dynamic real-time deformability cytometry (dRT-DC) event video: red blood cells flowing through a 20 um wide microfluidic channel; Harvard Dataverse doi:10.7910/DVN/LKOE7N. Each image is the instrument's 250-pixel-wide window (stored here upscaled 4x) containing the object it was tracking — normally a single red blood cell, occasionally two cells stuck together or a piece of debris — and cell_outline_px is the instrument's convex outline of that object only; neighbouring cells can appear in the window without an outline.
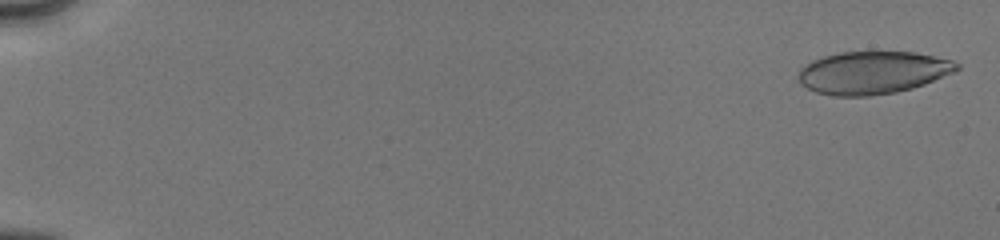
{"species": "human", "species_latin": "Homo sapiens", "temperature_condition": "cold", "stored_images_in_passage": 42, "camera_frame_rate_fps": 3000, "um_per_image_px": 0.085, "donor": {"sex": "male"}, "frame": {"image": 1, "passage_image": 2, "time_ms": 0.333, "image_size_px": [1000, 240], "cell_outline_px": [[960, 68], [956, 72], [924, 84], [912, 88], [896, 92], [868, 96], [832, 96], [816, 92], [800, 84], [796, 76], [800, 68], [812, 60], [824, 56], [840, 52], [916, 52], [952, 60], [960, 64]], "centroid_in_image_um": [74.18, 6.17], "position_along_channel_um": 10.8, "area_um2": 39.65}}
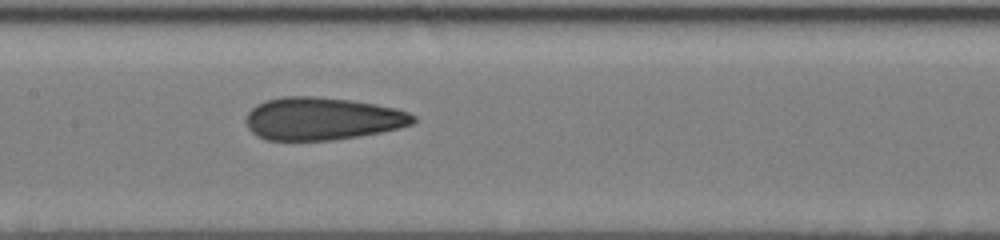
{"frame": {"image": 2, "passage_image": 24, "time_ms": 9.0, "image_size_px": [1000, 240], "cell_outline_px": [[416, 120], [412, 124], [400, 128], [380, 132], [332, 140], [268, 140], [256, 136], [248, 128], [244, 120], [248, 112], [256, 104], [268, 100], [284, 96], [316, 96], [352, 100], [376, 104], [396, 108], [408, 112], [416, 116]], "centroid_in_image_um": [27.38, 10.08], "position_along_channel_um": 180.0, "area_um2": 41.73}}
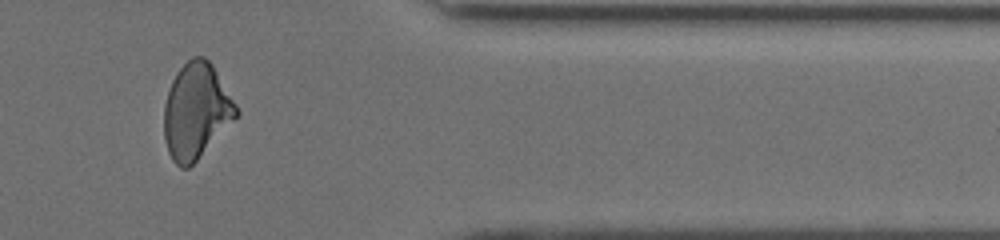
{"frame": {"image": 3, "passage_image": 39, "time_ms": 14.667, "image_size_px": [1000, 240], "cell_outline_px": [[240, 112], [196, 160], [188, 168], [180, 168], [172, 160], [168, 152], [164, 140], [164, 104], [172, 80], [176, 72], [192, 56], [204, 56], [212, 64], [236, 104]], "centroid_in_image_um": [16.64, 9.42], "position_along_channel_um": 394.8, "area_um2": 39.71}, "authors_computed_cell_mechanics": {"area_um2": 40.6912, "velocity_mm_per_s": 4.0538, "shape_relaxation_time_tau1_ms": 6.5608, "shape_relaxation_time_tau2_ms": 1.6912, "deformation_change_tau1": 0.1845, "deformation_change_tau2": 0.106}}